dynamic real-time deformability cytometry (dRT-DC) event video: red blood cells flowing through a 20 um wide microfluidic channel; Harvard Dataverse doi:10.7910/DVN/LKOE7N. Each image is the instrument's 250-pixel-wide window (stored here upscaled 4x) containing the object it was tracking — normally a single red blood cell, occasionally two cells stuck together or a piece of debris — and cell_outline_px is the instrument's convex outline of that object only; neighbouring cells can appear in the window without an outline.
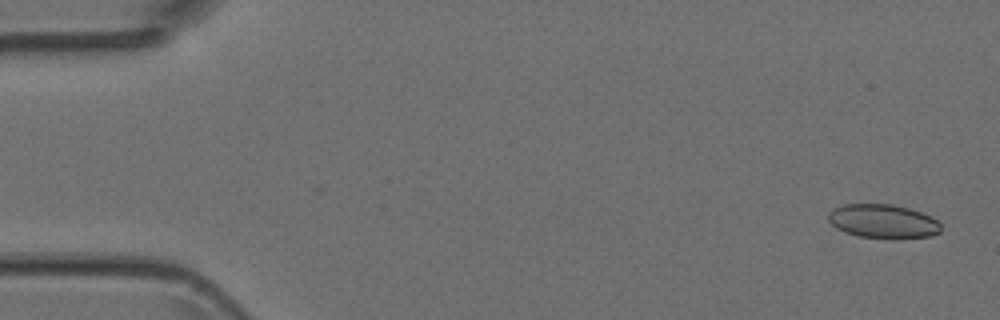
{"species": "Egyptian fruit bat (a non-hibernating species)", "species_latin": "Rousettus aegyptiacus", "temperature_condition": "room temperature", "stored_images_in_passage": 4, "camera_frame_rate_fps": 3000, "um_per_image_px": 0.085, "animal": {"sex": "female"}, "frame": {"image": 1, "passage_image": 1, "time_ms": 0.0, "image_size_px": [1000, 320], "cell_outline_px": [[940, 232], [932, 236], [860, 236], [844, 232], [836, 228], [828, 220], [828, 212], [832, 208], [840, 204], [892, 204], [908, 208], [932, 216], [940, 224]], "centroid_in_image_um": [75.0, 18.76], "position_along_channel_um": 10.0, "area_um2": 21.68}}
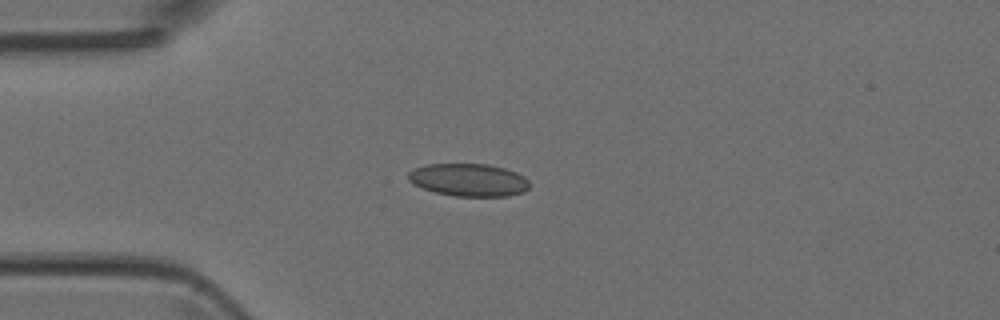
{"frame": {"image": 2, "passage_image": 4, "time_ms": 3.667, "image_size_px": [1000, 320], "cell_outline_px": [[528, 188], [524, 192], [508, 196], [456, 196], [436, 192], [412, 184], [408, 180], [408, 172], [412, 168], [424, 164], [488, 164], [504, 168], [516, 172], [524, 176], [528, 180]], "centroid_in_image_um": [39.81, 15.28], "position_along_channel_um": 45.2, "area_um2": 23.18}}